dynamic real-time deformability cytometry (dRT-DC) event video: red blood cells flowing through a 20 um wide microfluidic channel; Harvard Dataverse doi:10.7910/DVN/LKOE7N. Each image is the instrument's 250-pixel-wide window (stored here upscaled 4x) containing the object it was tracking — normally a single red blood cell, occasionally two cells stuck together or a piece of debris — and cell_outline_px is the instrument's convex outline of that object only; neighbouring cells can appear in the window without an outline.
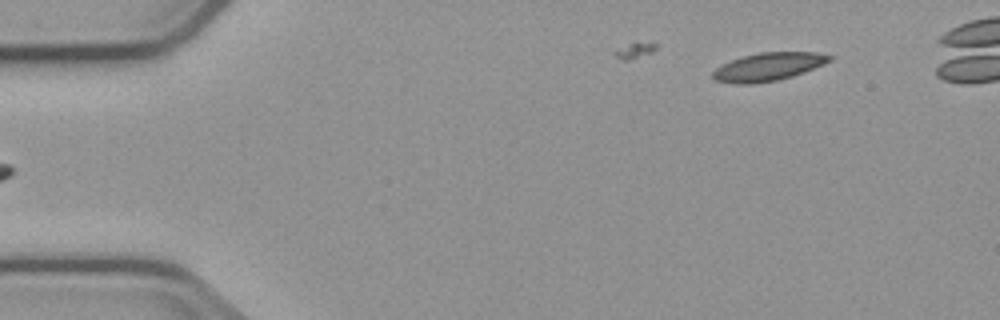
{"species": "common noctule bat (a hibernating species)", "species_latin": "Nyctalus noctula", "temperature_condition": "cold", "stored_images_in_passage": 5, "segment_of_instrument_passage": [2, 2], "camera_frame_rate_fps": 3000, "um_per_image_px": 0.085, "animal": {"sex": "male", "body_mass_g": 23.1, "forearm_length_mm": 52.7}, "frame": {"image": 1, "passage_image": 5, "time_ms": 5.333, "image_size_px": [1000, 320], "cell_outline_px": [[836, 56], [832, 60], [824, 64], [804, 72], [792, 76], [776, 80], [752, 84], [736, 84], [716, 80], [712, 76], [712, 72], [716, 68], [732, 60], [744, 56], [760, 52], [820, 52]], "centroid_in_image_um": [65.36, 5.66], "position_along_channel_um": 19.6, "area_um2": 19.07}}